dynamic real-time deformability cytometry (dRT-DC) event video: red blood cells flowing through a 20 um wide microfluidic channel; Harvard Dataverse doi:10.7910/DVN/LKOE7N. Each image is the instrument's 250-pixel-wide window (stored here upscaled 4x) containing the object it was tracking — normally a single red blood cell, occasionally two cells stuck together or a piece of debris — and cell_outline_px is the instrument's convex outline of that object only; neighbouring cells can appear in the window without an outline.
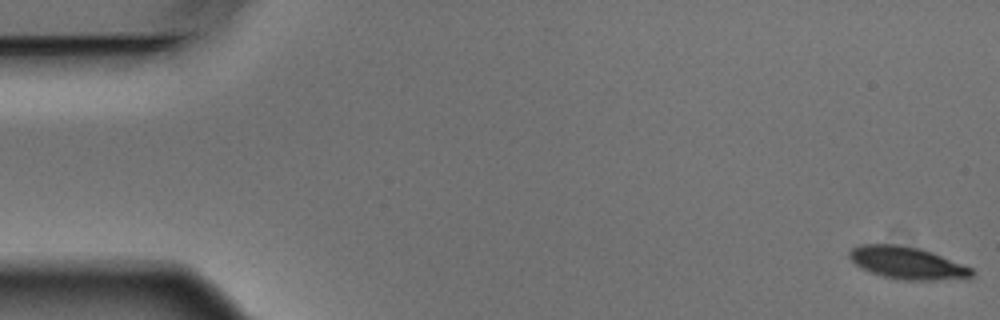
{"species": "Egyptian fruit bat (a non-hibernating species)", "species_latin": "Rousettus aegyptiacus", "temperature_condition": "warm", "stored_images_in_passage": 5, "camera_frame_rate_fps": 3000, "um_per_image_px": 0.085, "animal": {"sex": "male"}, "frame": {"image": 1, "passage_image": 1, "time_ms": 0.0, "image_size_px": [1000, 320], "cell_outline_px": [[972, 276], [936, 280], [904, 280], [884, 276], [872, 272], [856, 264], [848, 256], [848, 252], [852, 248], [860, 244], [896, 244], [920, 248], [932, 252], [972, 268]], "centroid_in_image_um": [77.07, 22.32], "position_along_channel_um": 7.9, "area_um2": 22.6}}
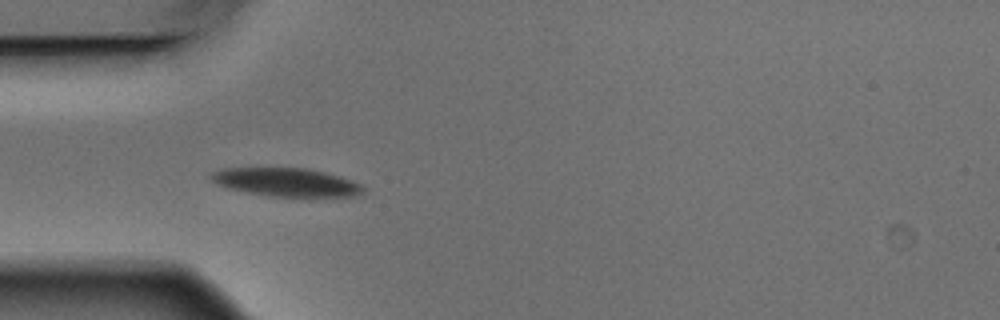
{"frame": {"image": 2, "passage_image": 4, "time_ms": 1.0, "image_size_px": [1000, 320], "cell_outline_px": [[364, 192], [356, 196], [308, 200], [268, 196], [228, 188], [216, 184], [208, 176], [212, 172], [224, 168], [304, 168], [324, 172], [340, 176], [360, 184], [364, 188]], "centroid_in_image_um": [24.41, 15.55], "position_along_channel_um": 60.6, "area_um2": 26.18}}
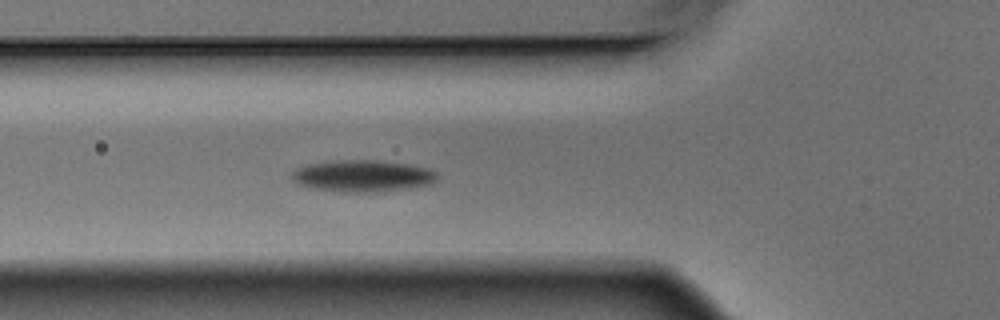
{"frame": {"image": 3, "passage_image": 5, "time_ms": 1.333, "image_size_px": [1000, 320], "cell_outline_px": [[440, 176], [432, 184], [408, 188], [380, 192], [340, 192], [312, 188], [296, 184], [292, 180], [292, 172], [296, 168], [304, 164], [332, 160], [380, 160], [412, 164], [428, 168], [436, 172]], "centroid_in_image_um": [30.82, 14.94], "position_along_channel_um": 95.0, "area_um2": 27.51}}